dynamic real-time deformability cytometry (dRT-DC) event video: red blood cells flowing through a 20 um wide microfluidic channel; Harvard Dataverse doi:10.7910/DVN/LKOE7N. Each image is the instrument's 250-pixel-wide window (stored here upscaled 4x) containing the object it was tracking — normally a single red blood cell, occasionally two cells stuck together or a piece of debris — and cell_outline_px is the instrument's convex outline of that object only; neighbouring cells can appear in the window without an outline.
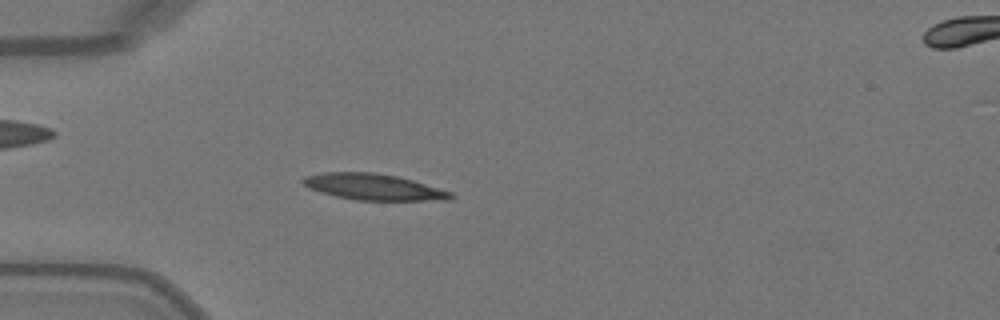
{"species": "Egyptian fruit bat (a non-hibernating species)", "species_latin": "Rousettus aegyptiacus", "temperature_condition": "warm", "stored_images_in_passage": 49, "camera_frame_rate_fps": 3000, "um_per_image_px": 0.085, "animal": {"sex": "female"}, "frame": {"image": 1, "passage_image": 14, "time_ms": 4.333, "image_size_px": [1000, 320], "cell_outline_px": [[456, 196], [452, 200], [356, 200], [336, 196], [320, 192], [308, 188], [300, 180], [304, 176], [324, 172], [372, 172], [396, 176], [412, 180], [452, 192]], "centroid_in_image_um": [31.74, 15.89], "position_along_channel_um": 53.3, "area_um2": 22.54}}
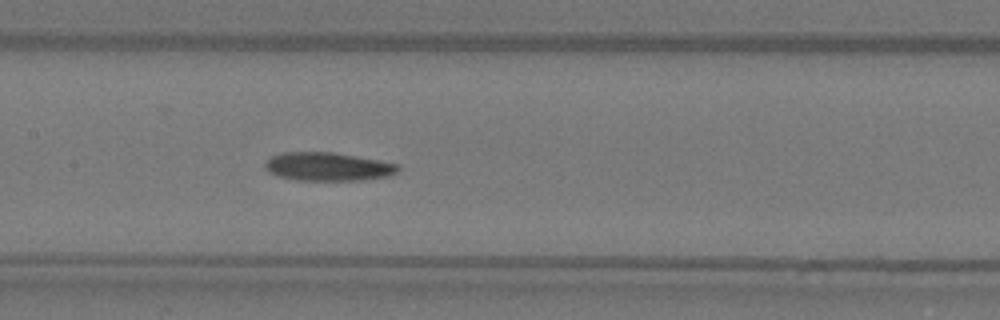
{"frame": {"image": 2, "passage_image": 24, "time_ms": 7.667, "image_size_px": [1000, 320], "cell_outline_px": [[400, 172], [388, 176], [360, 180], [296, 180], [280, 176], [268, 172], [264, 168], [264, 164], [272, 156], [280, 152], [332, 152], [380, 160], [400, 164]], "centroid_in_image_um": [27.9, 14.16], "position_along_channel_um": 179.5, "area_um2": 22.14}}
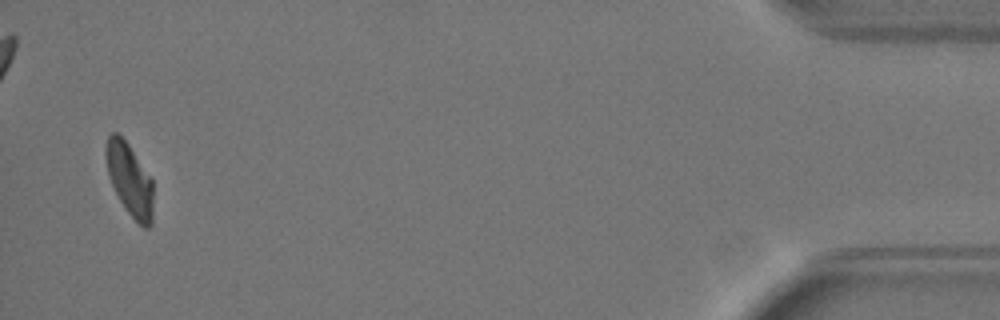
{"frame": {"image": 3, "passage_image": 48, "time_ms": 15.667, "image_size_px": [1000, 320], "cell_outline_px": [[152, 224], [148, 228], [144, 228], [128, 212], [120, 200], [108, 176], [104, 156], [104, 144], [108, 136], [112, 132], [116, 132], [128, 144], [152, 176]], "centroid_in_image_um": [11.0, 15.21], "position_along_channel_um": 424.2, "area_um2": 20.11}, "authors_computed_cell_mechanics": {"area_um2": 21.8484, "velocity_mm_per_s": 4.0658, "shape_relaxation_time_tau1_ms": 4.8037, "shape_relaxation_time_tau2_ms": 6.4611, "deformation_change_tau1": 0.173, "deformation_change_tau2": 0.1359}}